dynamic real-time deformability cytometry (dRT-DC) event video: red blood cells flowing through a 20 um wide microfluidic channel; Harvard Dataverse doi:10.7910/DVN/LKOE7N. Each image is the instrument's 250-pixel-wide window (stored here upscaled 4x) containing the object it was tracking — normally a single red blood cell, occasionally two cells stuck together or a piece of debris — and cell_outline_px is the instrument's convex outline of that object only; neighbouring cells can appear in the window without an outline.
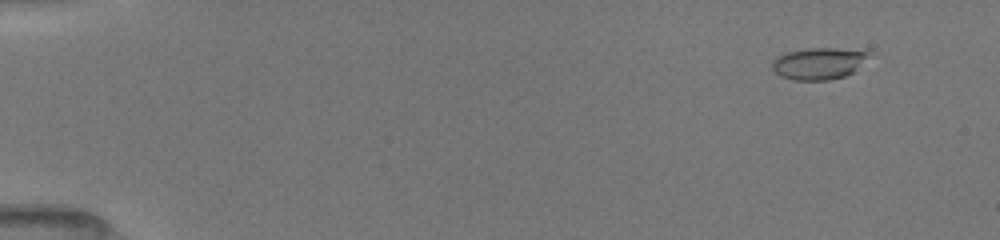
{"species": "common noctule bat (a hibernating species)", "species_latin": "Nyctalus noctula", "temperature_condition": "room temperature", "stored_images_in_passage": 13, "camera_frame_rate_fps": 3000, "um_per_image_px": 0.085, "animal": {"sex": "female", "body_mass_g": 19.5, "forearm_length_mm": 54.1}, "frame": {"image": 1, "passage_image": 3, "time_ms": 0.667, "image_size_px": [1000, 240], "cell_outline_px": [[876, 56], [852, 72], [844, 76], [828, 80], [792, 80], [780, 76], [772, 68], [772, 60], [776, 56], [788, 52], [808, 48], [864, 48], [876, 52]], "centroid_in_image_um": [69.76, 5.35], "position_along_channel_um": 15.2, "area_um2": 18.79}}
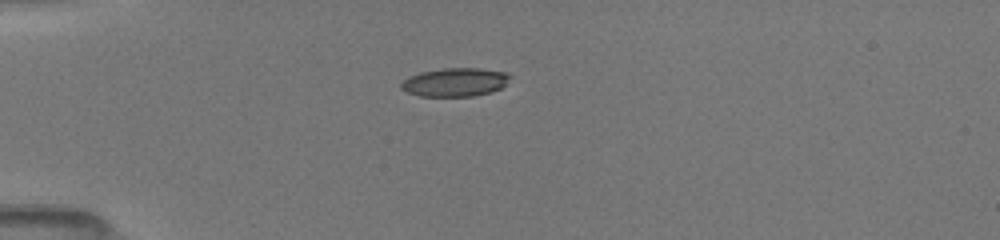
{"frame": {"image": 2, "passage_image": 9, "time_ms": 2.667, "image_size_px": [1000, 240], "cell_outline_px": [[512, 76], [500, 88], [492, 92], [472, 96], [420, 96], [408, 92], [400, 88], [400, 84], [408, 76], [420, 72], [444, 68], [480, 68], [508, 72]], "centroid_in_image_um": [38.68, 6.98], "position_along_channel_um": 46.3, "area_um2": 18.15}}
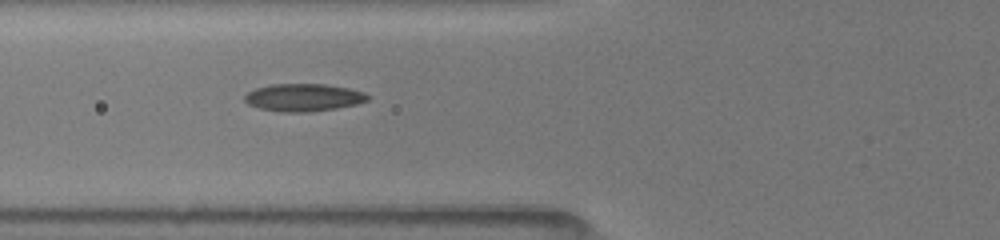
{"frame": {"image": 3, "passage_image": 13, "time_ms": 4.0, "image_size_px": [1000, 240], "cell_outline_px": [[368, 100], [356, 104], [336, 108], [308, 112], [280, 112], [260, 108], [248, 104], [244, 100], [244, 96], [248, 92], [256, 88], [272, 84], [324, 84], [348, 88], [364, 92], [368, 96]], "centroid_in_image_um": [25.77, 8.28], "position_along_channel_um": 100.0, "area_um2": 19.65}}